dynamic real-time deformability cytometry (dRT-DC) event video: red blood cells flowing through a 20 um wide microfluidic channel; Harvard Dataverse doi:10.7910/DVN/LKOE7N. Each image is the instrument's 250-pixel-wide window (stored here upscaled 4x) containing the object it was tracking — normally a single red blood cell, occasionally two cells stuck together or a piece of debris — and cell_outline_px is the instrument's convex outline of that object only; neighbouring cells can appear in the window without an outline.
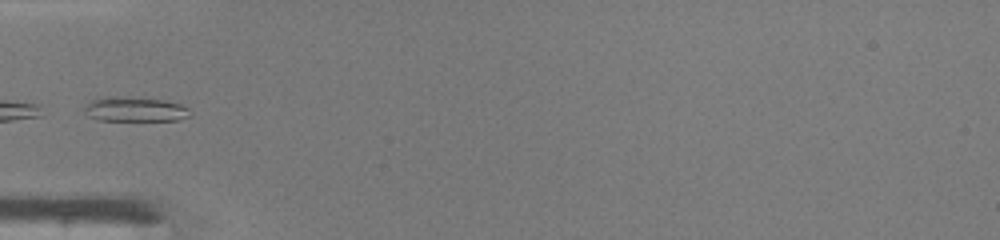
{"species": "common noctule bat (a hibernating species)", "species_latin": "Nyctalus noctula", "temperature_condition": "warm", "stored_images_in_passage": 28, "camera_frame_rate_fps": 3000, "um_per_image_px": 0.085, "animal": {"sex": "male", "body_mass_g": 19.0, "forearm_length_mm": 50.8}, "frame": {"image": 1, "passage_image": 1, "time_ms": 0.0, "image_size_px": [1000, 240], "cell_outline_px": [[192, 116], [180, 120], [100, 120], [88, 116], [84, 112], [84, 104], [92, 100], [108, 96], [112, 96], [160, 100], [180, 104], [188, 108], [192, 112]], "centroid_in_image_um": [11.47, 9.3], "position_along_channel_um": 73.5, "area_um2": 15.09}}